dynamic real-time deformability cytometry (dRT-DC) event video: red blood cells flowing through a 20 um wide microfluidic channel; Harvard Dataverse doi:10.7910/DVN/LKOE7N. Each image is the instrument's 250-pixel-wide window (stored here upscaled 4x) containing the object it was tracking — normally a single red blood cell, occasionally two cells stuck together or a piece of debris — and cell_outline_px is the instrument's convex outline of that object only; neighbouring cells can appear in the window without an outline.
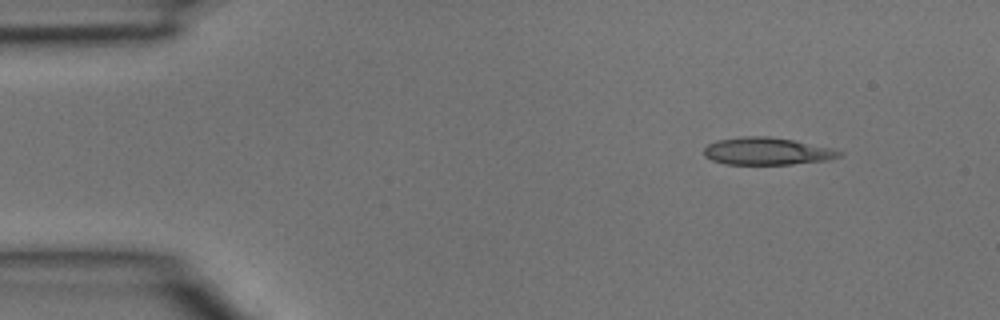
{"species": "common noctule bat (a hibernating species)", "species_latin": "Nyctalus noctula", "temperature_condition": "room temperature", "stored_images_in_passage": 3, "camera_frame_rate_fps": 3000, "um_per_image_px": 0.085, "animal": {"sex": "male", "body_mass_g": 15.6}, "frame": {"image": 1, "passage_image": 1, "time_ms": 0.0, "image_size_px": [1000, 320], "cell_outline_px": [[844, 152], [840, 156], [832, 160], [792, 164], [724, 164], [712, 160], [704, 156], [704, 148], [708, 144], [716, 140], [744, 136], [768, 136], [792, 140], [832, 148]], "centroid_in_image_um": [65.2, 12.86], "position_along_channel_um": 19.8, "area_um2": 21.68}}
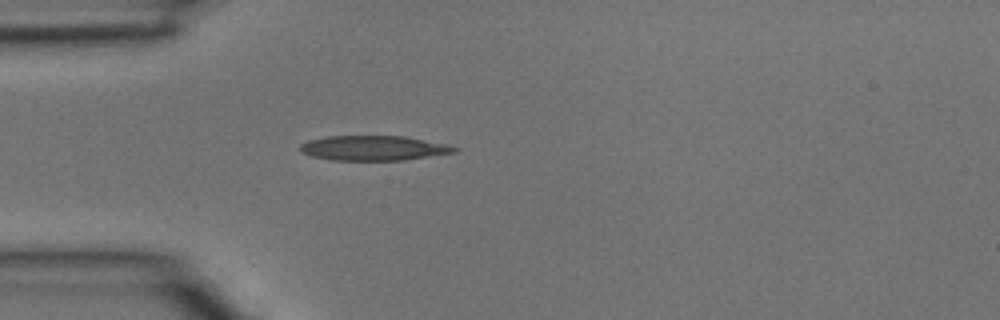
{"frame": {"image": 2, "passage_image": 3, "time_ms": 0.667, "image_size_px": [1000, 320], "cell_outline_px": [[460, 148], [456, 152], [404, 160], [332, 160], [312, 156], [300, 152], [300, 144], [308, 140], [324, 136], [404, 136], [448, 144]], "centroid_in_image_um": [31.75, 12.58], "position_along_channel_um": 53.2, "area_um2": 22.43}}